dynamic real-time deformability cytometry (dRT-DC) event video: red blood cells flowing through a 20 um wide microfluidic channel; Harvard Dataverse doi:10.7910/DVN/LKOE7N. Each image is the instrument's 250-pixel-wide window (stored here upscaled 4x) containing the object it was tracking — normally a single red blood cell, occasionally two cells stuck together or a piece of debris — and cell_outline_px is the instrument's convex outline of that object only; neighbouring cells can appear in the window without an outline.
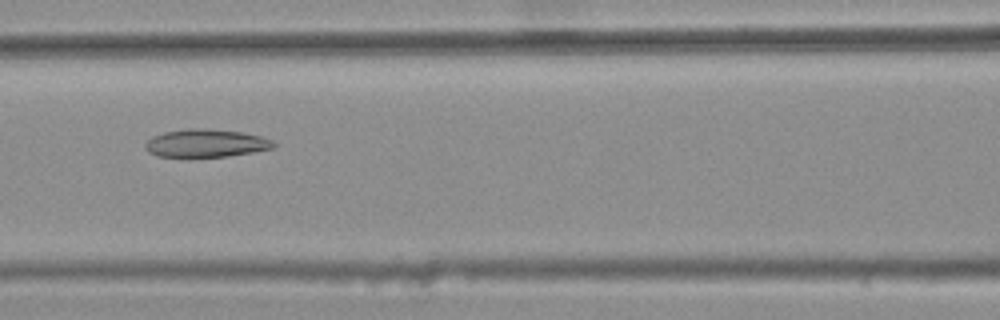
{"species": "common noctule bat (a hibernating species)", "species_latin": "Nyctalus noctula", "temperature_condition": "warm", "stored_images_in_passage": 8, "camera_frame_rate_fps": 3000, "um_per_image_px": 0.085, "animal": {"sex": "female", "body_mass_g": 25.1}, "frame": {"image": 1, "passage_image": 6, "time_ms": 1.667, "image_size_px": [1000, 320], "cell_outline_px": [[276, 148], [228, 156], [156, 156], [148, 152], [144, 148], [144, 144], [152, 136], [164, 132], [188, 128], [204, 128], [240, 132], [260, 136], [272, 140], [276, 144]], "centroid_in_image_um": [17.49, 12.16], "position_along_channel_um": 149.1, "area_um2": 20.81}}
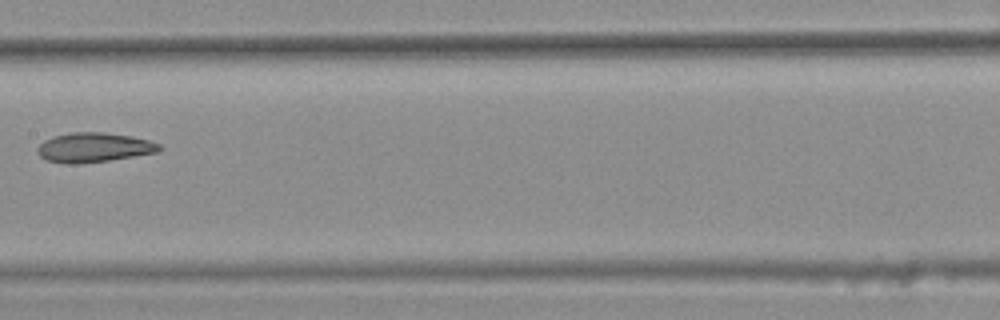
{"frame": {"image": 2, "passage_image": 7, "time_ms": 2.0, "image_size_px": [1000, 320], "cell_outline_px": [[164, 148], [160, 152], [108, 160], [76, 164], [72, 164], [48, 160], [40, 156], [36, 152], [36, 148], [44, 140], [52, 136], [72, 132], [104, 132], [132, 136], [148, 140], [160, 144]], "centroid_in_image_um": [8.0, 12.52], "position_along_channel_um": 199.4, "area_um2": 21.04}}
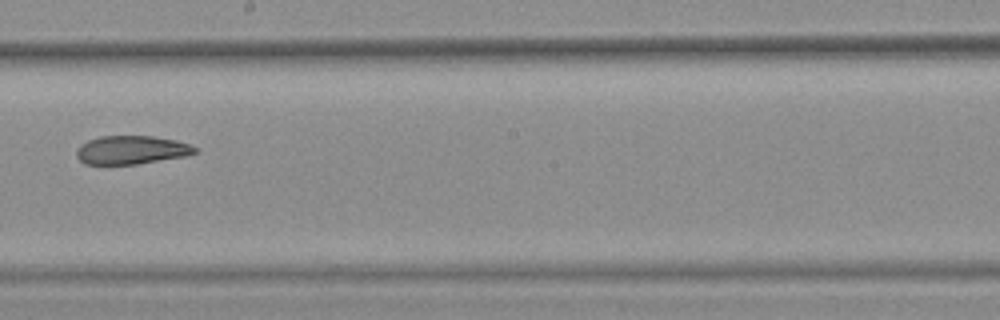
{"frame": {"image": 3, "passage_image": 8, "time_ms": 2.333, "image_size_px": [1000, 320], "cell_outline_px": [[196, 152], [184, 156], [136, 164], [84, 164], [76, 156], [76, 152], [80, 144], [88, 140], [100, 136], [152, 136], [176, 140], [188, 144], [196, 148]], "centroid_in_image_um": [11.12, 12.74], "position_along_channel_um": 237.1, "area_um2": 19.48}}